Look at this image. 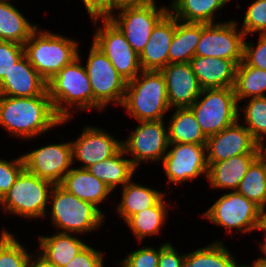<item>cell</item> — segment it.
Instances as JSON below:
<instances>
[{
	"label": "cell",
	"mask_w": 266,
	"mask_h": 267,
	"mask_svg": "<svg viewBox=\"0 0 266 267\" xmlns=\"http://www.w3.org/2000/svg\"><path fill=\"white\" fill-rule=\"evenodd\" d=\"M163 172H165L168 191L170 184L179 187V184L197 180L207 179L208 164L206 145L169 143L167 153L161 161Z\"/></svg>",
	"instance_id": "5bb4252c"
},
{
	"label": "cell",
	"mask_w": 266,
	"mask_h": 267,
	"mask_svg": "<svg viewBox=\"0 0 266 267\" xmlns=\"http://www.w3.org/2000/svg\"><path fill=\"white\" fill-rule=\"evenodd\" d=\"M261 154H242L208 166L207 182L211 189L236 191L250 165Z\"/></svg>",
	"instance_id": "cb8c5ba5"
},
{
	"label": "cell",
	"mask_w": 266,
	"mask_h": 267,
	"mask_svg": "<svg viewBox=\"0 0 266 267\" xmlns=\"http://www.w3.org/2000/svg\"><path fill=\"white\" fill-rule=\"evenodd\" d=\"M233 254L222 239L216 238L205 246L186 252L182 267H239Z\"/></svg>",
	"instance_id": "1f68e13d"
},
{
	"label": "cell",
	"mask_w": 266,
	"mask_h": 267,
	"mask_svg": "<svg viewBox=\"0 0 266 267\" xmlns=\"http://www.w3.org/2000/svg\"><path fill=\"white\" fill-rule=\"evenodd\" d=\"M121 107L137 122L165 119L171 108L164 75L160 71L142 70L137 77L127 82Z\"/></svg>",
	"instance_id": "5b68a950"
},
{
	"label": "cell",
	"mask_w": 266,
	"mask_h": 267,
	"mask_svg": "<svg viewBox=\"0 0 266 267\" xmlns=\"http://www.w3.org/2000/svg\"><path fill=\"white\" fill-rule=\"evenodd\" d=\"M90 20L109 19L112 16V0H81Z\"/></svg>",
	"instance_id": "ee69618b"
},
{
	"label": "cell",
	"mask_w": 266,
	"mask_h": 267,
	"mask_svg": "<svg viewBox=\"0 0 266 267\" xmlns=\"http://www.w3.org/2000/svg\"><path fill=\"white\" fill-rule=\"evenodd\" d=\"M72 145L73 164L78 161L79 168L106 160L115 155L122 148V140L113 133L99 126L84 125L79 136L70 140Z\"/></svg>",
	"instance_id": "2e32d148"
},
{
	"label": "cell",
	"mask_w": 266,
	"mask_h": 267,
	"mask_svg": "<svg viewBox=\"0 0 266 267\" xmlns=\"http://www.w3.org/2000/svg\"><path fill=\"white\" fill-rule=\"evenodd\" d=\"M170 111L173 112L170 118L166 119L169 143L206 145L208 137L189 107L173 108Z\"/></svg>",
	"instance_id": "f1b7e54d"
},
{
	"label": "cell",
	"mask_w": 266,
	"mask_h": 267,
	"mask_svg": "<svg viewBox=\"0 0 266 267\" xmlns=\"http://www.w3.org/2000/svg\"><path fill=\"white\" fill-rule=\"evenodd\" d=\"M78 234L53 232L50 235H38L36 252L56 267L67 265L88 243ZM82 239V240H81Z\"/></svg>",
	"instance_id": "7402d4cb"
},
{
	"label": "cell",
	"mask_w": 266,
	"mask_h": 267,
	"mask_svg": "<svg viewBox=\"0 0 266 267\" xmlns=\"http://www.w3.org/2000/svg\"><path fill=\"white\" fill-rule=\"evenodd\" d=\"M201 33L202 23L183 22L175 18V32L168 51L169 64L190 62L195 56Z\"/></svg>",
	"instance_id": "4dcf8cb0"
},
{
	"label": "cell",
	"mask_w": 266,
	"mask_h": 267,
	"mask_svg": "<svg viewBox=\"0 0 266 267\" xmlns=\"http://www.w3.org/2000/svg\"><path fill=\"white\" fill-rule=\"evenodd\" d=\"M239 267H257L252 261H251V264H240Z\"/></svg>",
	"instance_id": "681fc988"
},
{
	"label": "cell",
	"mask_w": 266,
	"mask_h": 267,
	"mask_svg": "<svg viewBox=\"0 0 266 267\" xmlns=\"http://www.w3.org/2000/svg\"><path fill=\"white\" fill-rule=\"evenodd\" d=\"M170 242L168 240L160 244L158 267H182L185 253H179L172 242Z\"/></svg>",
	"instance_id": "7bdbcfd3"
},
{
	"label": "cell",
	"mask_w": 266,
	"mask_h": 267,
	"mask_svg": "<svg viewBox=\"0 0 266 267\" xmlns=\"http://www.w3.org/2000/svg\"><path fill=\"white\" fill-rule=\"evenodd\" d=\"M166 197L168 198L165 195L155 206L137 212L125 221L131 231L130 234H133L139 244L148 237L159 236L162 233V228L169 217L168 211L171 212L172 207L175 208L170 205L171 200L169 198L166 200Z\"/></svg>",
	"instance_id": "484cf974"
},
{
	"label": "cell",
	"mask_w": 266,
	"mask_h": 267,
	"mask_svg": "<svg viewBox=\"0 0 266 267\" xmlns=\"http://www.w3.org/2000/svg\"><path fill=\"white\" fill-rule=\"evenodd\" d=\"M145 0H112V15L115 13V11L118 8L124 7V6H131V5H137Z\"/></svg>",
	"instance_id": "bcb514c9"
},
{
	"label": "cell",
	"mask_w": 266,
	"mask_h": 267,
	"mask_svg": "<svg viewBox=\"0 0 266 267\" xmlns=\"http://www.w3.org/2000/svg\"><path fill=\"white\" fill-rule=\"evenodd\" d=\"M265 148L260 146L246 127L237 120L221 132L207 138V164L230 159L242 154H262Z\"/></svg>",
	"instance_id": "e0dca14e"
},
{
	"label": "cell",
	"mask_w": 266,
	"mask_h": 267,
	"mask_svg": "<svg viewBox=\"0 0 266 267\" xmlns=\"http://www.w3.org/2000/svg\"><path fill=\"white\" fill-rule=\"evenodd\" d=\"M244 38L237 20L202 23L201 38L195 56L224 58L238 65L243 60Z\"/></svg>",
	"instance_id": "4fadbf2b"
},
{
	"label": "cell",
	"mask_w": 266,
	"mask_h": 267,
	"mask_svg": "<svg viewBox=\"0 0 266 267\" xmlns=\"http://www.w3.org/2000/svg\"><path fill=\"white\" fill-rule=\"evenodd\" d=\"M24 169L22 155L13 158L12 160L0 158V196L2 198L9 191L19 174Z\"/></svg>",
	"instance_id": "ab89813d"
},
{
	"label": "cell",
	"mask_w": 266,
	"mask_h": 267,
	"mask_svg": "<svg viewBox=\"0 0 266 267\" xmlns=\"http://www.w3.org/2000/svg\"><path fill=\"white\" fill-rule=\"evenodd\" d=\"M46 80L32 67L24 55L0 82V95L34 97L49 95Z\"/></svg>",
	"instance_id": "ffe728a7"
},
{
	"label": "cell",
	"mask_w": 266,
	"mask_h": 267,
	"mask_svg": "<svg viewBox=\"0 0 266 267\" xmlns=\"http://www.w3.org/2000/svg\"><path fill=\"white\" fill-rule=\"evenodd\" d=\"M84 65L93 94V110L104 111L108 105L122 106L127 81L113 67L106 55L93 43Z\"/></svg>",
	"instance_id": "ba28073f"
},
{
	"label": "cell",
	"mask_w": 266,
	"mask_h": 267,
	"mask_svg": "<svg viewBox=\"0 0 266 267\" xmlns=\"http://www.w3.org/2000/svg\"><path fill=\"white\" fill-rule=\"evenodd\" d=\"M233 90L238 104L243 100L266 96V70L248 66L242 60L236 67Z\"/></svg>",
	"instance_id": "d6a6232c"
},
{
	"label": "cell",
	"mask_w": 266,
	"mask_h": 267,
	"mask_svg": "<svg viewBox=\"0 0 266 267\" xmlns=\"http://www.w3.org/2000/svg\"><path fill=\"white\" fill-rule=\"evenodd\" d=\"M236 191L253 201L263 211L266 209L265 151L250 165Z\"/></svg>",
	"instance_id": "836d02e7"
},
{
	"label": "cell",
	"mask_w": 266,
	"mask_h": 267,
	"mask_svg": "<svg viewBox=\"0 0 266 267\" xmlns=\"http://www.w3.org/2000/svg\"><path fill=\"white\" fill-rule=\"evenodd\" d=\"M159 248L152 245L142 246L127 253L123 259L117 261L120 267H158L160 256Z\"/></svg>",
	"instance_id": "74e56055"
},
{
	"label": "cell",
	"mask_w": 266,
	"mask_h": 267,
	"mask_svg": "<svg viewBox=\"0 0 266 267\" xmlns=\"http://www.w3.org/2000/svg\"><path fill=\"white\" fill-rule=\"evenodd\" d=\"M49 204L45 218L50 217L57 232L86 235L96 232L107 220L92 203L77 198L60 184L52 188Z\"/></svg>",
	"instance_id": "3957f363"
},
{
	"label": "cell",
	"mask_w": 266,
	"mask_h": 267,
	"mask_svg": "<svg viewBox=\"0 0 266 267\" xmlns=\"http://www.w3.org/2000/svg\"><path fill=\"white\" fill-rule=\"evenodd\" d=\"M232 0H224V2L226 3V5H228Z\"/></svg>",
	"instance_id": "f5cc1de1"
},
{
	"label": "cell",
	"mask_w": 266,
	"mask_h": 267,
	"mask_svg": "<svg viewBox=\"0 0 266 267\" xmlns=\"http://www.w3.org/2000/svg\"><path fill=\"white\" fill-rule=\"evenodd\" d=\"M49 95L8 97L0 95V126L12 138L37 139L61 124Z\"/></svg>",
	"instance_id": "6da1fadb"
},
{
	"label": "cell",
	"mask_w": 266,
	"mask_h": 267,
	"mask_svg": "<svg viewBox=\"0 0 266 267\" xmlns=\"http://www.w3.org/2000/svg\"><path fill=\"white\" fill-rule=\"evenodd\" d=\"M238 102L233 88L202 89L189 107L203 133L209 137L238 120Z\"/></svg>",
	"instance_id": "9c48e42d"
},
{
	"label": "cell",
	"mask_w": 266,
	"mask_h": 267,
	"mask_svg": "<svg viewBox=\"0 0 266 267\" xmlns=\"http://www.w3.org/2000/svg\"><path fill=\"white\" fill-rule=\"evenodd\" d=\"M87 245L79 254H77L67 265L63 267H105V254L101 249H95Z\"/></svg>",
	"instance_id": "b9f144b4"
},
{
	"label": "cell",
	"mask_w": 266,
	"mask_h": 267,
	"mask_svg": "<svg viewBox=\"0 0 266 267\" xmlns=\"http://www.w3.org/2000/svg\"><path fill=\"white\" fill-rule=\"evenodd\" d=\"M91 21L95 29L92 43L106 55L123 79L129 82L137 77L142 71L139 55L133 50L120 29L109 19ZM100 21H102L101 26Z\"/></svg>",
	"instance_id": "8fae6325"
},
{
	"label": "cell",
	"mask_w": 266,
	"mask_h": 267,
	"mask_svg": "<svg viewBox=\"0 0 266 267\" xmlns=\"http://www.w3.org/2000/svg\"><path fill=\"white\" fill-rule=\"evenodd\" d=\"M26 267H56V266L47 262L43 257H41L36 252L31 254V256L27 261Z\"/></svg>",
	"instance_id": "f6af8a7d"
},
{
	"label": "cell",
	"mask_w": 266,
	"mask_h": 267,
	"mask_svg": "<svg viewBox=\"0 0 266 267\" xmlns=\"http://www.w3.org/2000/svg\"><path fill=\"white\" fill-rule=\"evenodd\" d=\"M252 261L257 267H266V258H255Z\"/></svg>",
	"instance_id": "c3c4849f"
},
{
	"label": "cell",
	"mask_w": 266,
	"mask_h": 267,
	"mask_svg": "<svg viewBox=\"0 0 266 267\" xmlns=\"http://www.w3.org/2000/svg\"><path fill=\"white\" fill-rule=\"evenodd\" d=\"M127 157L121 148L112 157L89 166L87 170L114 192L128 183L138 171Z\"/></svg>",
	"instance_id": "4316f807"
},
{
	"label": "cell",
	"mask_w": 266,
	"mask_h": 267,
	"mask_svg": "<svg viewBox=\"0 0 266 267\" xmlns=\"http://www.w3.org/2000/svg\"><path fill=\"white\" fill-rule=\"evenodd\" d=\"M39 25L29 21L12 0H0V40L24 45Z\"/></svg>",
	"instance_id": "83f0119b"
},
{
	"label": "cell",
	"mask_w": 266,
	"mask_h": 267,
	"mask_svg": "<svg viewBox=\"0 0 266 267\" xmlns=\"http://www.w3.org/2000/svg\"><path fill=\"white\" fill-rule=\"evenodd\" d=\"M240 29L245 36L266 34V0H254L248 6Z\"/></svg>",
	"instance_id": "8d00e7d4"
},
{
	"label": "cell",
	"mask_w": 266,
	"mask_h": 267,
	"mask_svg": "<svg viewBox=\"0 0 266 267\" xmlns=\"http://www.w3.org/2000/svg\"><path fill=\"white\" fill-rule=\"evenodd\" d=\"M260 230L261 232L263 231L264 233V241L260 242L259 245V250L261 252L259 253H263L261 254L262 257H258V258H266V221L264 219L261 220V223L259 224V226L255 229V231Z\"/></svg>",
	"instance_id": "7dc6e473"
},
{
	"label": "cell",
	"mask_w": 266,
	"mask_h": 267,
	"mask_svg": "<svg viewBox=\"0 0 266 267\" xmlns=\"http://www.w3.org/2000/svg\"><path fill=\"white\" fill-rule=\"evenodd\" d=\"M24 56V45L0 40V82L12 67Z\"/></svg>",
	"instance_id": "60d3db41"
},
{
	"label": "cell",
	"mask_w": 266,
	"mask_h": 267,
	"mask_svg": "<svg viewBox=\"0 0 266 267\" xmlns=\"http://www.w3.org/2000/svg\"><path fill=\"white\" fill-rule=\"evenodd\" d=\"M201 216L226 229L227 235H245L255 232L263 219V210L237 191H226Z\"/></svg>",
	"instance_id": "52a82bcc"
},
{
	"label": "cell",
	"mask_w": 266,
	"mask_h": 267,
	"mask_svg": "<svg viewBox=\"0 0 266 267\" xmlns=\"http://www.w3.org/2000/svg\"><path fill=\"white\" fill-rule=\"evenodd\" d=\"M1 206H2V197L0 196V209H1Z\"/></svg>",
	"instance_id": "db71d44e"
},
{
	"label": "cell",
	"mask_w": 266,
	"mask_h": 267,
	"mask_svg": "<svg viewBox=\"0 0 266 267\" xmlns=\"http://www.w3.org/2000/svg\"><path fill=\"white\" fill-rule=\"evenodd\" d=\"M169 12L183 22L219 23L217 14L226 3L224 0H171ZM217 13V14H216Z\"/></svg>",
	"instance_id": "f546056e"
},
{
	"label": "cell",
	"mask_w": 266,
	"mask_h": 267,
	"mask_svg": "<svg viewBox=\"0 0 266 267\" xmlns=\"http://www.w3.org/2000/svg\"><path fill=\"white\" fill-rule=\"evenodd\" d=\"M246 105L238 106V120L250 132L253 139L266 147V96L244 100ZM241 112V113H240ZM243 116V117H242ZM243 119V121H242Z\"/></svg>",
	"instance_id": "e575fe53"
},
{
	"label": "cell",
	"mask_w": 266,
	"mask_h": 267,
	"mask_svg": "<svg viewBox=\"0 0 266 267\" xmlns=\"http://www.w3.org/2000/svg\"><path fill=\"white\" fill-rule=\"evenodd\" d=\"M160 72L166 81L168 104L171 109L190 107L199 97L202 88L190 62L171 63Z\"/></svg>",
	"instance_id": "ac0fdd59"
},
{
	"label": "cell",
	"mask_w": 266,
	"mask_h": 267,
	"mask_svg": "<svg viewBox=\"0 0 266 267\" xmlns=\"http://www.w3.org/2000/svg\"><path fill=\"white\" fill-rule=\"evenodd\" d=\"M117 12V13H116ZM169 12V6L158 5L157 0L118 8L109 18L139 55L147 44L155 25Z\"/></svg>",
	"instance_id": "30bf717a"
},
{
	"label": "cell",
	"mask_w": 266,
	"mask_h": 267,
	"mask_svg": "<svg viewBox=\"0 0 266 267\" xmlns=\"http://www.w3.org/2000/svg\"><path fill=\"white\" fill-rule=\"evenodd\" d=\"M190 64L202 89L233 88L237 65L232 60L194 56Z\"/></svg>",
	"instance_id": "603a6c76"
},
{
	"label": "cell",
	"mask_w": 266,
	"mask_h": 267,
	"mask_svg": "<svg viewBox=\"0 0 266 267\" xmlns=\"http://www.w3.org/2000/svg\"><path fill=\"white\" fill-rule=\"evenodd\" d=\"M243 43V61L251 67L266 70V34H259L256 41H246Z\"/></svg>",
	"instance_id": "f35d334b"
},
{
	"label": "cell",
	"mask_w": 266,
	"mask_h": 267,
	"mask_svg": "<svg viewBox=\"0 0 266 267\" xmlns=\"http://www.w3.org/2000/svg\"><path fill=\"white\" fill-rule=\"evenodd\" d=\"M60 185L77 198L92 203L106 216L101 205L110 199L113 191L86 168L73 166Z\"/></svg>",
	"instance_id": "44dd1931"
},
{
	"label": "cell",
	"mask_w": 266,
	"mask_h": 267,
	"mask_svg": "<svg viewBox=\"0 0 266 267\" xmlns=\"http://www.w3.org/2000/svg\"><path fill=\"white\" fill-rule=\"evenodd\" d=\"M17 235L4 231L0 236V267H26L32 252H29Z\"/></svg>",
	"instance_id": "d590c367"
},
{
	"label": "cell",
	"mask_w": 266,
	"mask_h": 267,
	"mask_svg": "<svg viewBox=\"0 0 266 267\" xmlns=\"http://www.w3.org/2000/svg\"><path fill=\"white\" fill-rule=\"evenodd\" d=\"M40 27L24 43V55L48 83L64 66L78 57L80 43L75 37L73 39Z\"/></svg>",
	"instance_id": "277c9868"
},
{
	"label": "cell",
	"mask_w": 266,
	"mask_h": 267,
	"mask_svg": "<svg viewBox=\"0 0 266 267\" xmlns=\"http://www.w3.org/2000/svg\"><path fill=\"white\" fill-rule=\"evenodd\" d=\"M121 196L114 210L125 222L133 214L155 206L167 193L148 185L134 182V177L121 188Z\"/></svg>",
	"instance_id": "d4e9b609"
},
{
	"label": "cell",
	"mask_w": 266,
	"mask_h": 267,
	"mask_svg": "<svg viewBox=\"0 0 266 267\" xmlns=\"http://www.w3.org/2000/svg\"><path fill=\"white\" fill-rule=\"evenodd\" d=\"M54 183L40 178L25 169L2 198L1 212L19 219L46 220L49 198ZM16 215V216H15ZM43 218V219H42Z\"/></svg>",
	"instance_id": "8992f818"
},
{
	"label": "cell",
	"mask_w": 266,
	"mask_h": 267,
	"mask_svg": "<svg viewBox=\"0 0 266 267\" xmlns=\"http://www.w3.org/2000/svg\"><path fill=\"white\" fill-rule=\"evenodd\" d=\"M81 53L78 50V57L47 83L54 111L62 119L60 126L72 121L77 111L84 113L93 109L92 89Z\"/></svg>",
	"instance_id": "7a4b0ae2"
},
{
	"label": "cell",
	"mask_w": 266,
	"mask_h": 267,
	"mask_svg": "<svg viewBox=\"0 0 266 267\" xmlns=\"http://www.w3.org/2000/svg\"><path fill=\"white\" fill-rule=\"evenodd\" d=\"M7 227H5V228H3L2 227V230L0 231L1 233H0V236H1V234L4 232V231H9V229H6Z\"/></svg>",
	"instance_id": "f907efd6"
},
{
	"label": "cell",
	"mask_w": 266,
	"mask_h": 267,
	"mask_svg": "<svg viewBox=\"0 0 266 267\" xmlns=\"http://www.w3.org/2000/svg\"><path fill=\"white\" fill-rule=\"evenodd\" d=\"M137 123L132 133L122 140V148L138 170L142 163H161L167 153L169 139L166 119Z\"/></svg>",
	"instance_id": "7c38bea8"
},
{
	"label": "cell",
	"mask_w": 266,
	"mask_h": 267,
	"mask_svg": "<svg viewBox=\"0 0 266 267\" xmlns=\"http://www.w3.org/2000/svg\"><path fill=\"white\" fill-rule=\"evenodd\" d=\"M263 219L266 221V209L263 211Z\"/></svg>",
	"instance_id": "816d5d0a"
},
{
	"label": "cell",
	"mask_w": 266,
	"mask_h": 267,
	"mask_svg": "<svg viewBox=\"0 0 266 267\" xmlns=\"http://www.w3.org/2000/svg\"><path fill=\"white\" fill-rule=\"evenodd\" d=\"M175 32V17L168 12L154 27L139 62L143 71H161L169 64L168 51Z\"/></svg>",
	"instance_id": "d6986e66"
},
{
	"label": "cell",
	"mask_w": 266,
	"mask_h": 267,
	"mask_svg": "<svg viewBox=\"0 0 266 267\" xmlns=\"http://www.w3.org/2000/svg\"><path fill=\"white\" fill-rule=\"evenodd\" d=\"M22 155L24 168L40 178L60 184L74 166L71 142L48 143Z\"/></svg>",
	"instance_id": "9a60e30c"
}]
</instances>
